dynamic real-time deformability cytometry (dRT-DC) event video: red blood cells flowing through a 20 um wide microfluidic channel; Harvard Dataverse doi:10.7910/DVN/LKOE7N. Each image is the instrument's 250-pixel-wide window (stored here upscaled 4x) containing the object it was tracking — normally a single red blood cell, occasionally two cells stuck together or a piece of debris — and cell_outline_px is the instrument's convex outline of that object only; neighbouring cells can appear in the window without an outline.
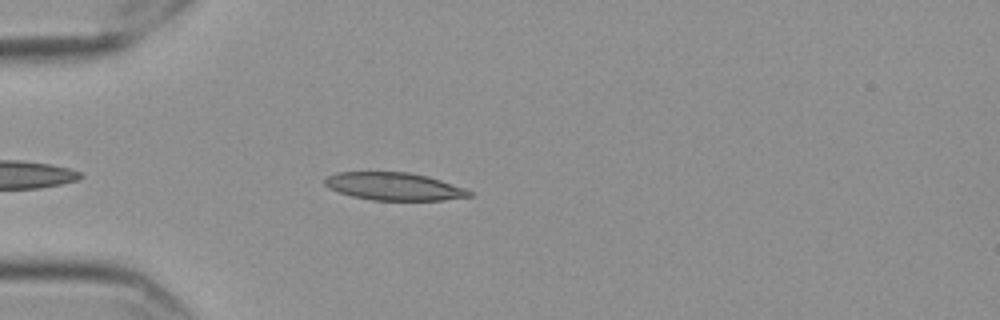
{"species": "Egyptian fruit bat (a non-hibernating species)", "species_latin": "Rousettus aegyptiacus", "temperature_condition": "cold", "stored_images_in_passage": 44, "camera_frame_rate_fps": 3000, "um_per_image_px": 0.085, "frame": {"image": 1, "passage_image": 6, "time_ms": 1.667, "image_size_px": [1000, 320], "cell_outline_px": [[472, 196], [444, 200], [372, 200], [352, 196], [328, 188], [324, 184], [324, 176], [336, 172], [408, 172], [428, 176], [464, 188], [472, 192]], "centroid_in_image_um": [33.45, 15.84], "position_along_channel_um": 51.5, "area_um2": 23.35}}
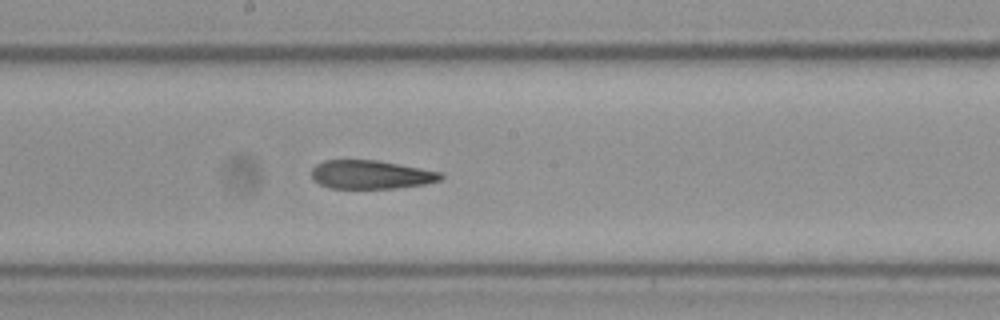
{"frame": {"image": 2, "passage_image": 21, "time_ms": 6.667, "image_size_px": [1000, 320], "cell_outline_px": [[444, 176], [440, 180], [424, 184], [396, 188], [332, 188], [320, 184], [312, 180], [312, 168], [316, 164], [324, 160], [376, 160], [444, 172]], "centroid_in_image_um": [31.54, 14.84], "position_along_channel_um": 216.7, "area_um2": 21.56}}
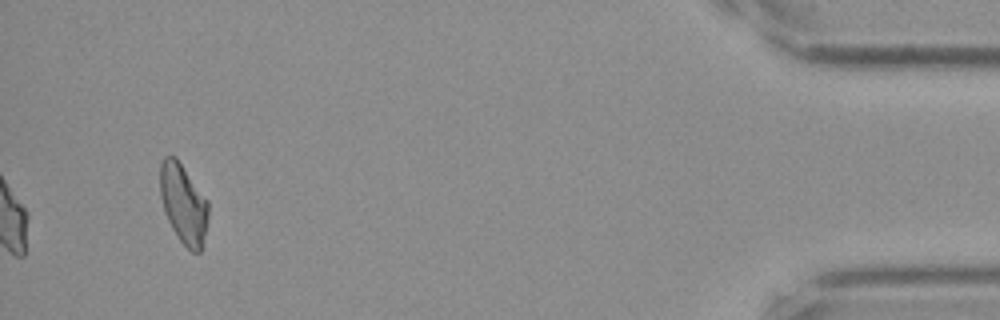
{"frame": {"image": 3, "passage_image": 44, "time_ms": 14.333, "image_size_px": [1000, 320], "cell_outline_px": [[208, 216], [200, 252], [192, 252], [180, 240], [172, 228], [164, 212], [160, 196], [160, 164], [164, 156], [176, 156], [208, 200]], "centroid_in_image_um": [15.57, 17.27], "position_along_channel_um": 419.6, "area_um2": 22.25}, "authors_computed_cell_mechanics": {"area_um2": 22.3975, "velocity_mm_per_s": 3.5596, "shape_relaxation_time_tau1_ms": null, "shape_relaxation_time_tau2_ms": 5.8425, "deformation_change_tau1": null, "deformation_change_tau2": 0.1348}}